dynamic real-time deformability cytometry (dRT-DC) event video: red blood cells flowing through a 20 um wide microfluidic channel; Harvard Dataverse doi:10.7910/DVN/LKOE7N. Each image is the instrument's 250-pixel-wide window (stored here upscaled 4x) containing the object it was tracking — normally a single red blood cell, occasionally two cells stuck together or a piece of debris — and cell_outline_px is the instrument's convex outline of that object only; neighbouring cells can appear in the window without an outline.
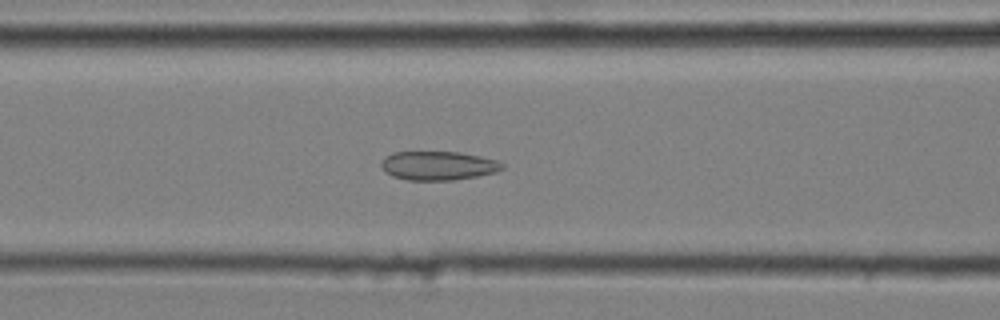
{"species": "common noctule bat (a hibernating species)", "species_latin": "Nyctalus noctula", "temperature_condition": "cold", "stored_images_in_passage": 36, "camera_frame_rate_fps": 3000, "um_per_image_px": 0.085, "animal": {"sex": "male", "body_mass_g": 20.4}, "frame": {"image": 1, "passage_image": 6, "time_ms": 1.667, "image_size_px": [1000, 320], "cell_outline_px": [[504, 168], [496, 172], [476, 176], [452, 180], [408, 180], [392, 176], [384, 172], [380, 164], [384, 156], [392, 152], [460, 152], [480, 156], [496, 160], [504, 164]], "centroid_in_image_um": [37.21, 14.08], "position_along_channel_um": 129.4, "area_um2": 20.46}}
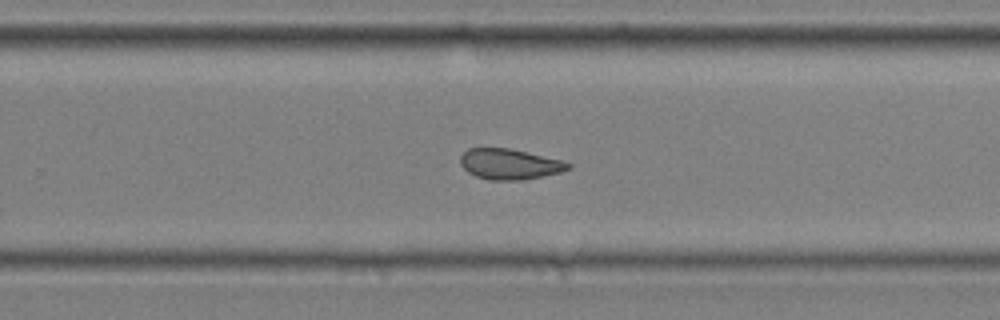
{"frame": {"image": 2, "passage_image": 19, "time_ms": 6.0, "image_size_px": [1000, 320], "cell_outline_px": [[572, 168], [560, 172], [520, 180], [492, 180], [476, 176], [468, 172], [460, 164], [460, 156], [468, 148], [508, 148], [564, 160], [572, 164]], "centroid_in_image_um": [43.32, 13.94], "position_along_channel_um": 286.5, "area_um2": 19.13}}
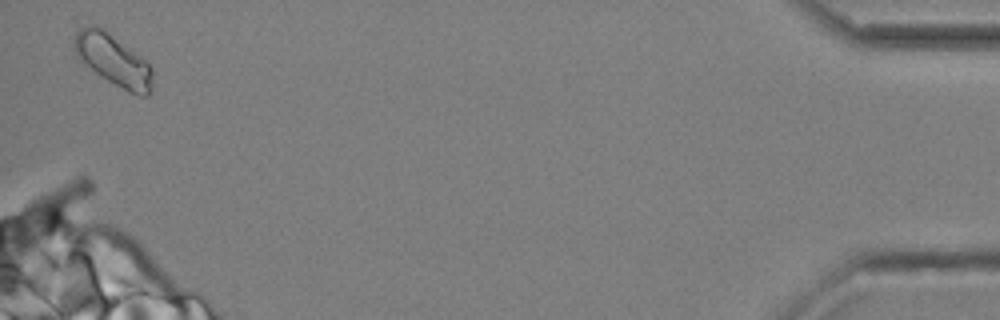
{"frame": {"image": 3, "passage_image": 36, "time_ms": 11.667, "image_size_px": [1000, 320], "cell_outline_px": [[152, 92], [148, 96], [140, 96], [128, 92], [108, 80], [84, 64], [76, 56], [72, 48], [72, 40], [76, 32], [80, 28], [88, 24], [104, 28], [148, 60], [152, 68]], "centroid_in_image_um": [9.63, 5.08], "position_along_channel_um": 425.6, "area_um2": 24.04}, "authors_computed_cell_mechanics": {"area_um2": 20.1144, "velocity_mm_per_s": 3.6335, "shape_relaxation_time_tau1_ms": null, "shape_relaxation_time_tau2_ms": 2.0801, "deformation_change_tau1": null, "deformation_change_tau2": 0.0777}}